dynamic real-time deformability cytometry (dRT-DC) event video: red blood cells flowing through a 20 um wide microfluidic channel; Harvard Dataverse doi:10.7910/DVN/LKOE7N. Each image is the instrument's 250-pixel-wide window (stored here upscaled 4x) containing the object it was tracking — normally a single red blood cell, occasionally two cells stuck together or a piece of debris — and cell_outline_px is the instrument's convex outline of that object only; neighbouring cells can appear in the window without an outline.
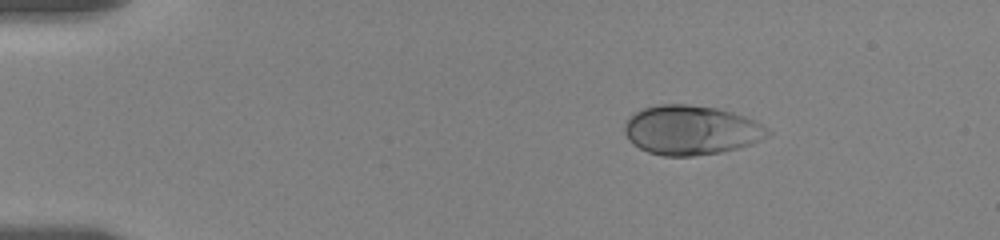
{"species": "human", "species_latin": "Homo sapiens", "temperature_condition": "room temperature", "stored_images_in_passage": 49, "camera_frame_rate_fps": 3000, "um_per_image_px": 0.085, "donor": {"sex": "female"}, "frame": {"image": 1, "passage_image": 1, "time_ms": 0.0, "image_size_px": [1000, 240], "cell_outline_px": [[772, 132], [768, 136], [752, 144], [740, 148], [720, 152], [692, 156], [664, 156], [648, 152], [640, 148], [628, 140], [624, 132], [624, 124], [628, 116], [644, 108], [656, 104], [688, 104], [716, 108], [732, 112], [756, 120], [768, 128]], "centroid_in_image_um": [58.75, 11.06], "position_along_channel_um": 26.3, "area_um2": 41.56}}
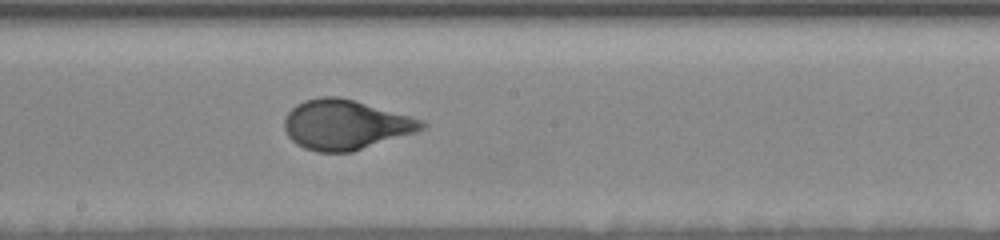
{"frame": {"image": 2, "passage_image": 24, "time_ms": 7.667, "image_size_px": [1000, 240], "cell_outline_px": [[428, 124], [424, 128], [416, 132], [352, 152], [320, 152], [304, 148], [296, 144], [288, 136], [284, 128], [284, 120], [288, 112], [296, 104], [304, 100], [320, 96], [336, 96], [352, 100], [424, 120]], "centroid_in_image_um": [29.34, 10.6], "position_along_channel_um": 218.9, "area_um2": 39.65}}
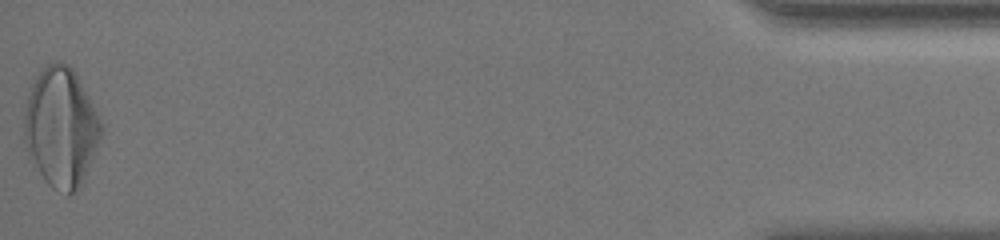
{"frame": {"image": 3, "passage_image": 49, "time_ms": 16.0, "image_size_px": [1000, 240], "cell_outline_px": [[104, 128], [84, 176], [80, 184], [68, 196], [52, 188], [44, 180], [28, 156], [24, 140], [24, 112], [28, 96], [32, 84], [36, 76], [48, 64], [56, 60], [68, 64], [76, 72]], "centroid_in_image_um": [5.15, 10.81], "position_along_channel_um": 430.0, "area_um2": 53.06}, "authors_computed_cell_mechanics": {"area_um2": 40.2866, "velocity_mm_per_s": 3.5311, "shape_relaxation_time_tau1_ms": 3.6712, "shape_relaxation_time_tau2_ms": null, "deformation_change_tau1": 0.1702, "deformation_change_tau2": null}}